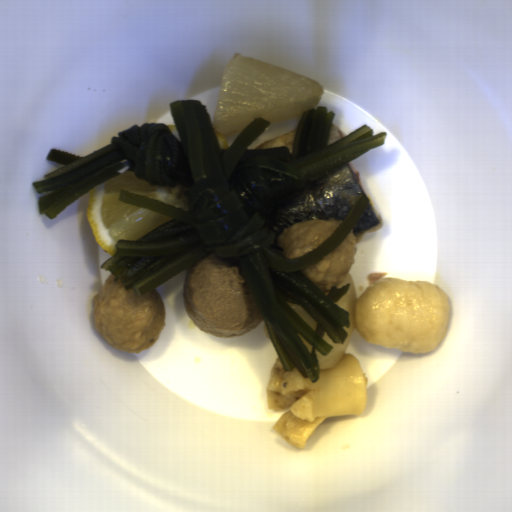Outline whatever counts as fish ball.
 I'll return each instance as SVG.
<instances>
[{"mask_svg":"<svg viewBox=\"0 0 512 512\" xmlns=\"http://www.w3.org/2000/svg\"><path fill=\"white\" fill-rule=\"evenodd\" d=\"M450 312L449 298L438 284L380 277L356 299L354 326L371 344L427 354L446 334Z\"/></svg>","mask_w":512,"mask_h":512,"instance_id":"obj_1","label":"fish ball"}]
</instances>
